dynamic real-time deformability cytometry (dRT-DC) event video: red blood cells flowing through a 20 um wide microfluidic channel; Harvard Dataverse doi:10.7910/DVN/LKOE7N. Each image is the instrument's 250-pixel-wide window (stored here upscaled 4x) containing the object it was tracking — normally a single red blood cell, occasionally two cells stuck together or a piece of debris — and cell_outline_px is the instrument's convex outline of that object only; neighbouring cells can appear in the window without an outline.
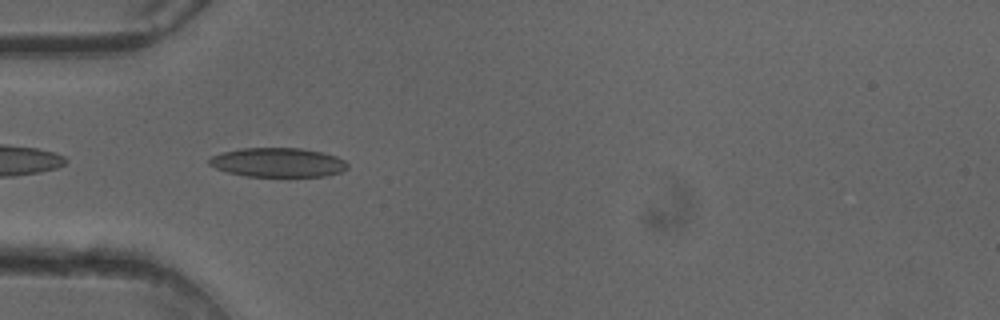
{"species": "common noctule bat (a hibernating species)", "species_latin": "Nyctalus noctula", "temperature_condition": "cold", "stored_images_in_passage": 37, "camera_frame_rate_fps": 3000, "um_per_image_px": 0.085, "animal": {"sex": "female"}, "frame": {"image": 1, "passage_image": 2, "time_ms": 0.333, "image_size_px": [1000, 320], "cell_outline_px": [[348, 168], [340, 172], [328, 176], [288, 180], [244, 176], [228, 172], [216, 168], [208, 164], [208, 160], [212, 156], [220, 152], [240, 148], [304, 148], [324, 152], [336, 156], [344, 160], [348, 164]], "centroid_in_image_um": [23.66, 13.86], "position_along_channel_um": 61.3, "area_um2": 24.97}}
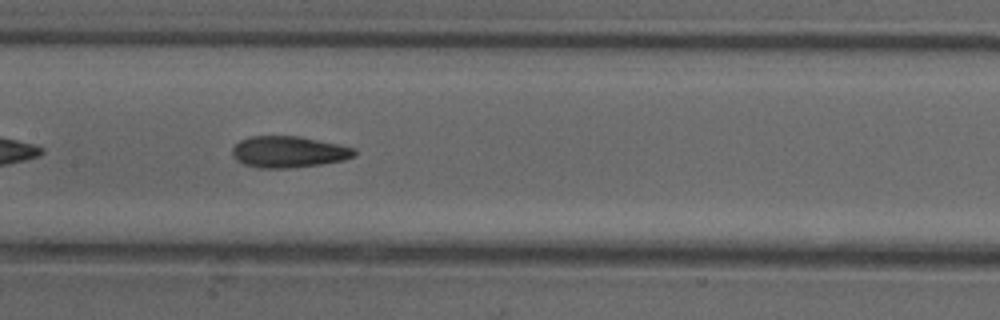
{"frame": {"image": 2, "passage_image": 11, "time_ms": 3.333, "image_size_px": [1000, 320], "cell_outline_px": [[356, 156], [344, 160], [320, 164], [288, 168], [256, 168], [244, 164], [236, 160], [232, 156], [232, 148], [240, 140], [252, 136], [300, 136], [340, 144], [356, 148]], "centroid_in_image_um": [24.55, 12.91], "position_along_channel_um": 182.9, "area_um2": 22.54}}
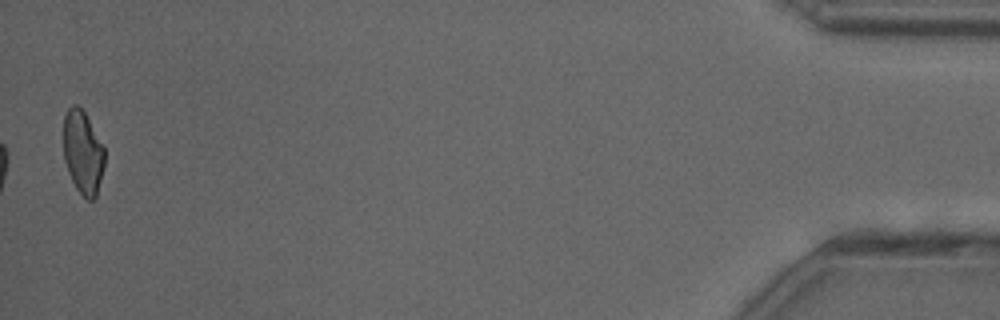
{"frame": {"image": 3, "passage_image": 36, "time_ms": 11.667, "image_size_px": [1000, 320], "cell_outline_px": [[104, 168], [96, 196], [92, 200], [88, 200], [76, 188], [68, 172], [64, 160], [64, 116], [68, 108], [72, 104], [76, 104], [84, 112], [104, 148]], "centroid_in_image_um": [7.03, 12.96], "position_along_channel_um": 428.2, "area_um2": 19.71}, "authors_computed_cell_mechanics": {"area_um2": 21.7906, "velocity_mm_per_s": 4.0978, "shape_relaxation_time_tau1_ms": 10.143, "shape_relaxation_time_tau2_ms": 2.002, "deformation_change_tau1": 0.1981, "deformation_change_tau2": 0.0813}}